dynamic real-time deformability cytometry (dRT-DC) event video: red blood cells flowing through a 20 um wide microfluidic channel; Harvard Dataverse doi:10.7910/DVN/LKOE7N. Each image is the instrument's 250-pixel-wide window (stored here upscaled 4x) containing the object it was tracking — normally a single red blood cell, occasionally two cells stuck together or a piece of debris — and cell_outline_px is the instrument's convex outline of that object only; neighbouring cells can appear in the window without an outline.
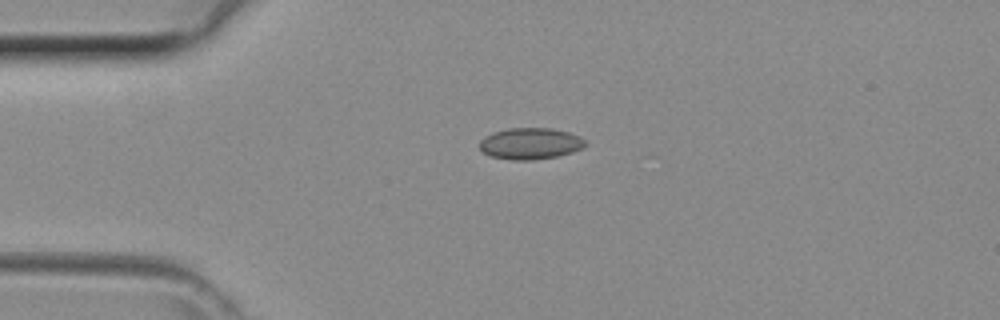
{"species": "common noctule bat (a hibernating species)", "species_latin": "Nyctalus noctula", "temperature_condition": "room temperature", "stored_images_in_passage": 18, "camera_frame_rate_fps": 3000, "um_per_image_px": 0.085, "animal": {"sex": "female", "body_mass_g": 29.2, "forearm_length_mm": 56.3}, "frame": {"image": 1, "passage_image": 1, "time_ms": 0.0, "image_size_px": [1000, 320], "cell_outline_px": [[588, 144], [572, 152], [556, 156], [532, 160], [512, 160], [492, 156], [484, 152], [480, 148], [480, 140], [484, 136], [492, 132], [508, 128], [552, 128], [568, 132], [580, 136]], "centroid_in_image_um": [45.07, 12.19], "position_along_channel_um": 39.9, "area_um2": 19.31}}
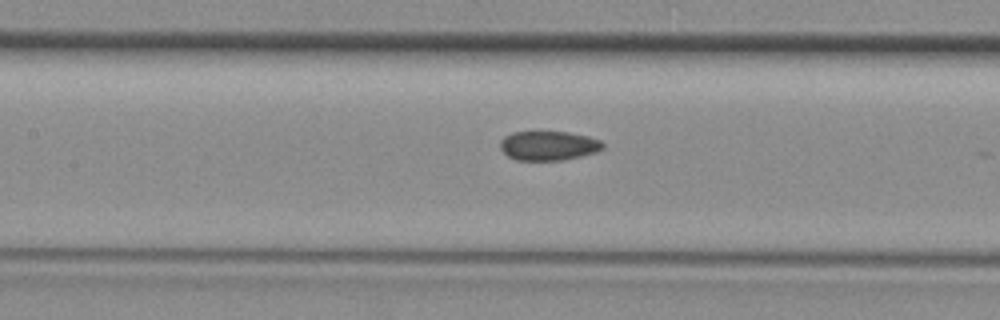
{"frame": {"image": 2, "passage_image": 10, "time_ms": 3.0, "image_size_px": [1000, 320], "cell_outline_px": [[604, 148], [596, 152], [564, 160], [516, 160], [508, 156], [500, 148], [500, 140], [504, 136], [512, 132], [568, 132], [588, 136], [600, 140], [604, 144]], "centroid_in_image_um": [46.62, 12.38], "position_along_channel_um": 160.8, "area_um2": 17.57}}
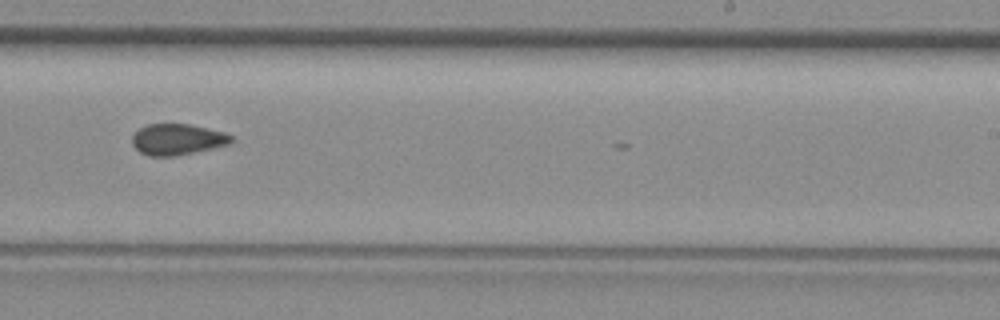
{"frame": {"image": 3, "passage_image": 17, "time_ms": 5.333, "image_size_px": [1000, 320], "cell_outline_px": [[232, 140], [228, 144], [176, 156], [148, 156], [140, 152], [132, 144], [132, 136], [140, 128], [148, 124], [188, 124], [224, 132], [232, 136]], "centroid_in_image_um": [15.04, 11.85], "position_along_channel_um": 274.0, "area_um2": 17.69}}